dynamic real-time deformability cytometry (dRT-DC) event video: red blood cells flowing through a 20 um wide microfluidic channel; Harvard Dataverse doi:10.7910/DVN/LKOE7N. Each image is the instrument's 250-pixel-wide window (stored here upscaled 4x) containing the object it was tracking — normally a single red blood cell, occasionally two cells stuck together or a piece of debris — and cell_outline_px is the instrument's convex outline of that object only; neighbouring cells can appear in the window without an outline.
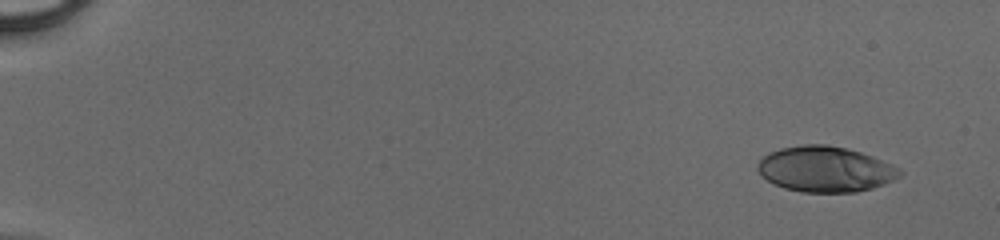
{"species": "human", "species_latin": "Homo sapiens", "temperature_condition": "cold", "stored_images_in_passage": 47, "camera_frame_rate_fps": 3000, "um_per_image_px": 0.085, "donor": {"sex": "male"}, "frame": {"image": 1, "passage_image": 1, "time_ms": 0.0, "image_size_px": [1000, 240], "cell_outline_px": [[904, 172], [900, 176], [884, 184], [872, 188], [856, 192], [804, 192], [784, 188], [768, 180], [756, 168], [756, 164], [768, 152], [780, 148], [804, 144], [828, 144], [848, 148], [860, 152], [900, 168]], "centroid_in_image_um": [70.15, 14.37], "position_along_channel_um": 14.9, "area_um2": 37.63}}
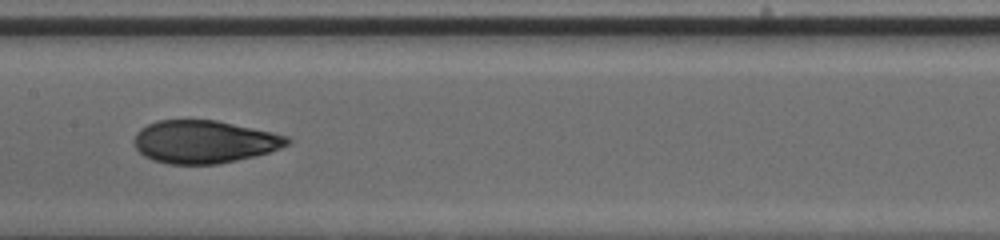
{"frame": {"image": 2, "passage_image": 25, "time_ms": 8.0, "image_size_px": [1000, 240], "cell_outline_px": [[292, 140], [288, 144], [280, 148], [268, 152], [236, 160], [216, 164], [168, 164], [152, 160], [144, 156], [136, 148], [136, 132], [140, 128], [148, 124], [160, 120], [216, 120], [272, 132], [288, 136]], "centroid_in_image_um": [17.36, 12.05], "position_along_channel_um": 190.0, "area_um2": 37.92}}
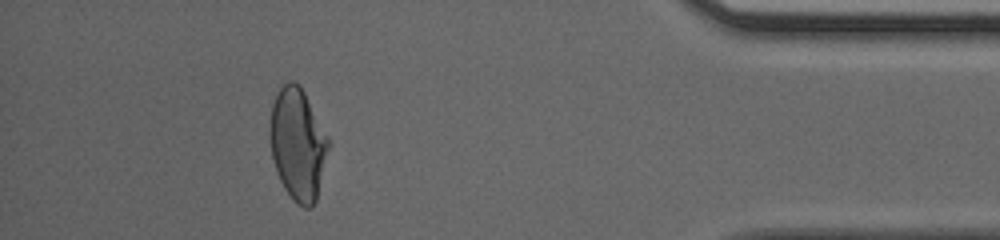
{"frame": {"image": 3, "passage_image": 43, "time_ms": 14.0, "image_size_px": [1000, 240], "cell_outline_px": [[332, 144], [316, 200], [312, 208], [304, 208], [296, 204], [292, 200], [284, 188], [280, 180], [272, 156], [268, 136], [268, 132], [272, 104], [276, 92], [288, 80], [292, 80], [300, 84], [328, 136]], "centroid_in_image_um": [25.33, 12.25], "position_along_channel_um": 409.9, "area_um2": 38.96}}